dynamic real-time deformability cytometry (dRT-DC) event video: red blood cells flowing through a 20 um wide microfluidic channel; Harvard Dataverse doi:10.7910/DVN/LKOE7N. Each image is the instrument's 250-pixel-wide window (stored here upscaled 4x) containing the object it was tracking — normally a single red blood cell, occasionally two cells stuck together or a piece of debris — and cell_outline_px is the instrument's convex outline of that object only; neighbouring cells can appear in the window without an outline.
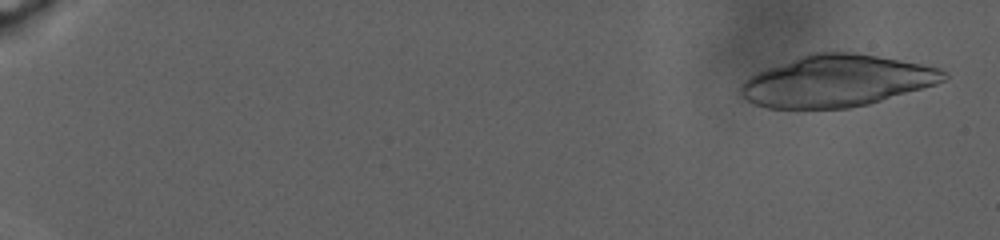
{"species": "human", "species_latin": "Homo sapiens", "temperature_condition": "warm", "stored_images_in_passage": 55, "camera_frame_rate_fps": 3000, "um_per_image_px": 0.085, "donor": {"sex": "male"}, "frame": {"image": 1, "passage_image": 5, "time_ms": 1.0, "image_size_px": [1000, 240], "cell_outline_px": [[948, 76], [944, 80], [936, 84], [868, 104], [848, 108], [768, 108], [752, 104], [744, 100], [740, 96], [740, 84], [744, 80], [756, 72], [808, 52], [852, 52], [900, 60], [940, 68], [948, 72]], "centroid_in_image_um": [71.06, 6.88], "position_along_channel_um": 13.9, "area_um2": 61.15}}
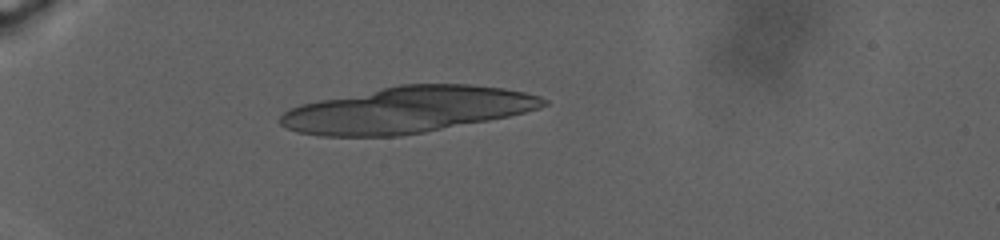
{"frame": {"image": 2, "passage_image": 41, "time_ms": 10.0, "image_size_px": [1000, 240], "cell_outline_px": [[548, 104], [540, 108], [508, 116], [488, 120], [424, 132], [400, 136], [320, 136], [296, 132], [280, 124], [280, 116], [288, 108], [300, 104], [400, 84], [472, 84], [504, 88], [524, 92], [540, 96], [548, 100]], "centroid_in_image_um": [34.62, 9.33], "position_along_channel_um": 50.4, "area_um2": 70.52}}